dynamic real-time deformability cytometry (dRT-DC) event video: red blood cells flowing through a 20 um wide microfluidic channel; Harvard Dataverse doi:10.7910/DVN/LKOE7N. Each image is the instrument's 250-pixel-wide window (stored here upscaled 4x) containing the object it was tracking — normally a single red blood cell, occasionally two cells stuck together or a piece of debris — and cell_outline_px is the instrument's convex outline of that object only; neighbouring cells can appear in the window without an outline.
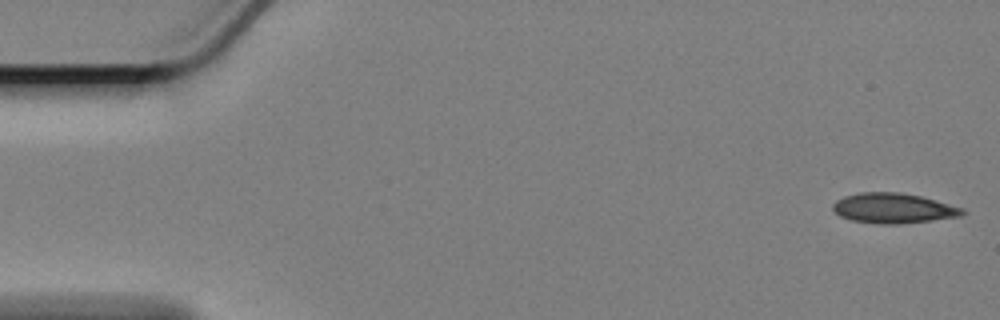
{"species": "Egyptian fruit bat (a non-hibernating species)", "species_latin": "Rousettus aegyptiacus", "temperature_condition": "cold", "stored_images_in_passage": 55, "camera_frame_rate_fps": 3000, "um_per_image_px": 0.085, "animal": {"sex": "female"}, "frame": {"image": 1, "passage_image": 1, "time_ms": 0.0, "image_size_px": [1000, 320], "cell_outline_px": [[968, 212], [960, 216], [932, 220], [900, 224], [880, 224], [852, 220], [840, 216], [832, 208], [832, 204], [836, 200], [844, 196], [860, 192], [900, 192], [920, 196], [964, 208]], "centroid_in_image_um": [75.94, 17.69], "position_along_channel_um": 9.1, "area_um2": 22.72}}
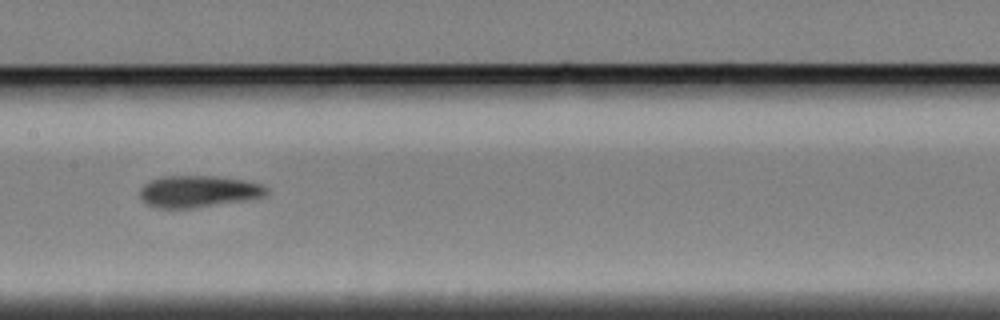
{"frame": {"image": 2, "passage_image": 28, "time_ms": 9.0, "image_size_px": [1000, 320], "cell_outline_px": [[268, 196], [252, 200], [192, 208], [156, 208], [144, 204], [140, 200], [140, 188], [144, 184], [152, 180], [164, 176], [212, 176], [244, 180], [260, 184], [268, 188]], "centroid_in_image_um": [16.88, 16.29], "position_along_channel_um": 190.5, "area_um2": 23.81}}
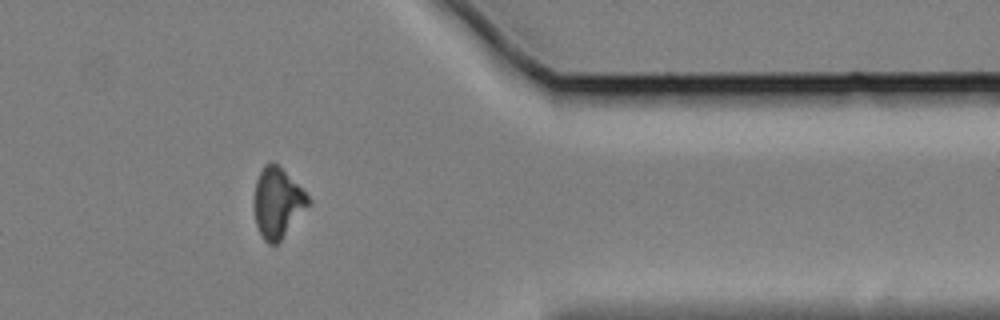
{"frame": {"image": 3, "passage_image": 47, "time_ms": 15.333, "image_size_px": [1000, 320], "cell_outline_px": [[312, 204], [280, 240], [276, 244], [268, 244], [264, 240], [256, 224], [252, 204], [256, 180], [264, 164], [276, 164], [312, 200]], "centroid_in_image_um": [23.57, 17.28], "position_along_channel_um": 387.8, "area_um2": 21.96}}